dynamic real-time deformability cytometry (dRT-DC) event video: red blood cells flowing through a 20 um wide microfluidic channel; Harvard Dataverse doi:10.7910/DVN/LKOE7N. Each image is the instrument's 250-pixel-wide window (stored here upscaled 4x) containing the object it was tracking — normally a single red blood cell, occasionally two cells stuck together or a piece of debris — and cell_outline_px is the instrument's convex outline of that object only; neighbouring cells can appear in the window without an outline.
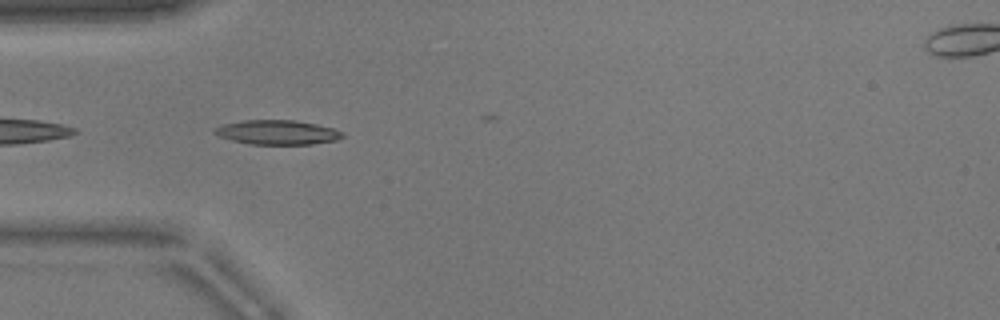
{"species": "common noctule bat (a hibernating species)", "species_latin": "Nyctalus noctula", "temperature_condition": "warm", "stored_images_in_passage": 12, "camera_frame_rate_fps": 3000, "um_per_image_px": 0.085, "animal": {"sex": "male", "body_mass_g": 17.9}, "frame": {"image": 1, "passage_image": 2, "time_ms": 0.333, "image_size_px": [1000, 320], "cell_outline_px": [[344, 136], [336, 140], [312, 144], [252, 144], [232, 140], [220, 136], [212, 132], [216, 128], [224, 124], [244, 120], [296, 120], [316, 124], [332, 128], [344, 132]], "centroid_in_image_um": [23.6, 11.24], "position_along_channel_um": 61.4, "area_um2": 18.03}}